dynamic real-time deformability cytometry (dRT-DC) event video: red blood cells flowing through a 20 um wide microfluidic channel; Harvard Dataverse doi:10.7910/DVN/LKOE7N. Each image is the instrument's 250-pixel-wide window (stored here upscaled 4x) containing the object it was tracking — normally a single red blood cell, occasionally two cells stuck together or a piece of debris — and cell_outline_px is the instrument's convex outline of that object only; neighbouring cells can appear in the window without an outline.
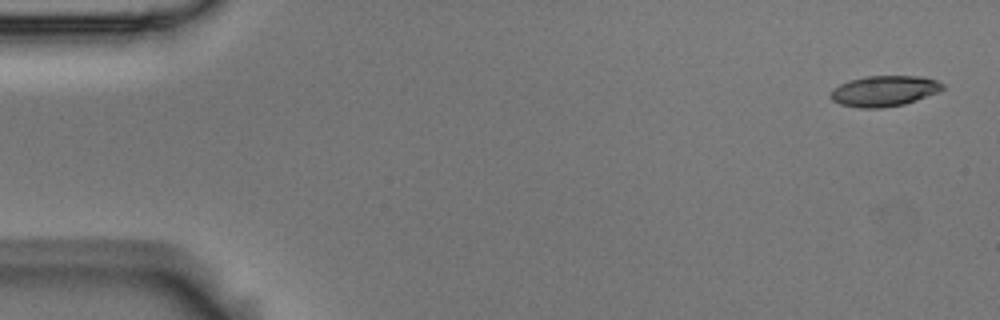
{"species": "Egyptian fruit bat (a non-hibernating species)", "species_latin": "Rousettus aegyptiacus", "temperature_condition": "room temperature", "stored_images_in_passage": 5, "camera_frame_rate_fps": 3000, "um_per_image_px": 0.085, "animal": {"sex": "male"}, "frame": {"image": 1, "passage_image": 1, "time_ms": 0.0, "image_size_px": [1000, 320], "cell_outline_px": [[944, 88], [936, 92], [916, 100], [904, 104], [880, 108], [860, 108], [840, 104], [832, 100], [828, 96], [840, 84], [848, 80], [864, 76], [920, 76], [936, 80], [944, 84]], "centroid_in_image_um": [75.13, 7.73], "position_along_channel_um": 9.9, "area_um2": 19.88}}
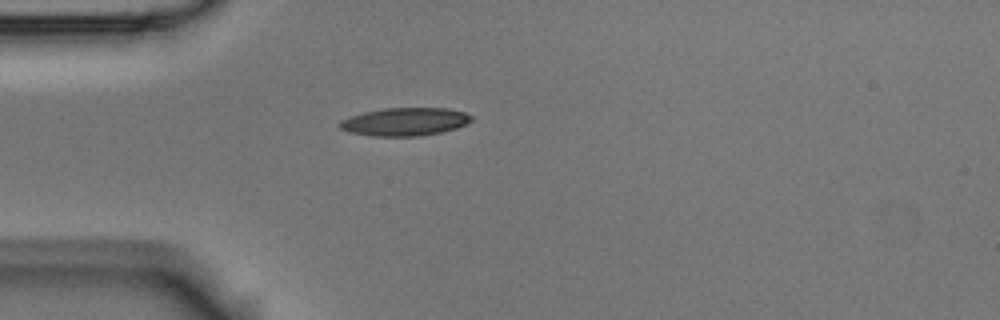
{"frame": {"image": 2, "passage_image": 4, "time_ms": 1.0, "image_size_px": [1000, 320], "cell_outline_px": [[472, 120], [456, 128], [440, 132], [420, 136], [372, 136], [348, 132], [340, 128], [336, 124], [340, 120], [364, 112], [384, 108], [444, 108], [464, 112], [472, 116]], "centroid_in_image_um": [34.36, 10.35], "position_along_channel_um": 50.6, "area_um2": 21.44}}